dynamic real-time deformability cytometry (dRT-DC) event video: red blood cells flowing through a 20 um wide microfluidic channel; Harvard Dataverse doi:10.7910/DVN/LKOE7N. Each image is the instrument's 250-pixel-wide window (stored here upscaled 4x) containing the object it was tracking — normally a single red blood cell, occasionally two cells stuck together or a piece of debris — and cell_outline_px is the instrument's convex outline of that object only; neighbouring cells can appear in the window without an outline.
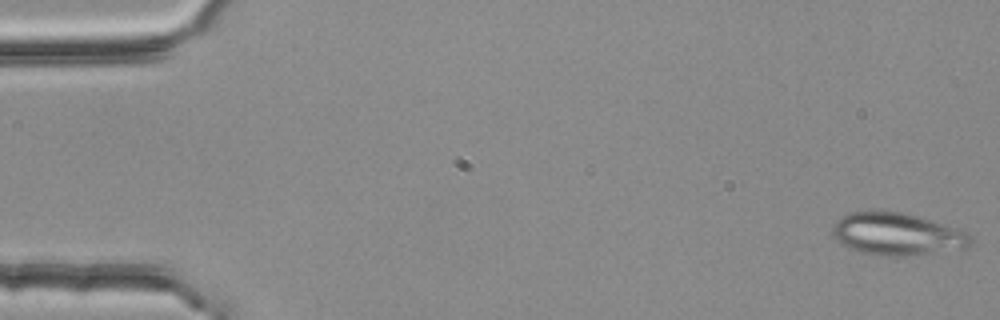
{"species": "common noctule bat (a hibernating species)", "species_latin": "Nyctalus noctula", "temperature_condition": "room temperature", "stored_images_in_passage": 4, "camera_frame_rate_fps": 3000, "um_per_image_px": 0.085, "animal": {"sex": "female", "body_mass_g": 25.1}, "frame": {"image": 1, "passage_image": 1, "time_ms": 0.0, "image_size_px": [1000, 320], "cell_outline_px": [[972, 240], [968, 248], [904, 256], [876, 256], [848, 248], [840, 244], [832, 232], [832, 228], [836, 220], [840, 216], [848, 212], [900, 212], [916, 216], [968, 232]], "centroid_in_image_um": [76.21, 19.92], "position_along_channel_um": 8.8, "area_um2": 33.81}}